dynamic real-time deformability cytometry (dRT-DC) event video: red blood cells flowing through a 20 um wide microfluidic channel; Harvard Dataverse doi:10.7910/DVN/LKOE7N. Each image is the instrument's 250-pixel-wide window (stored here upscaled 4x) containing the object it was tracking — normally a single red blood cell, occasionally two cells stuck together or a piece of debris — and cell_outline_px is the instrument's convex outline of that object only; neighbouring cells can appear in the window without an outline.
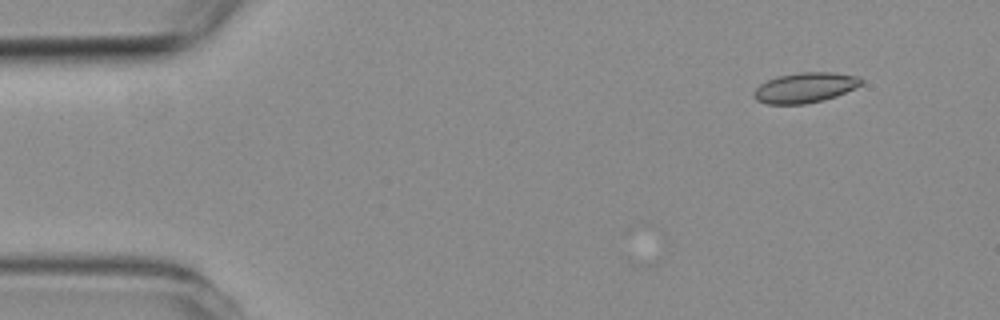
{"species": "common noctule bat (a hibernating species)", "species_latin": "Nyctalus noctula", "temperature_condition": "room temperature", "stored_images_in_passage": 3, "camera_frame_rate_fps": 3000, "um_per_image_px": 0.085, "animal": {"sex": "female", "body_mass_g": 19.3, "forearm_length_mm": 54.1}, "frame": {"image": 1, "passage_image": 1, "time_ms": 0.0, "image_size_px": [1000, 320], "cell_outline_px": [[864, 80], [860, 84], [836, 96], [824, 100], [804, 104], [768, 104], [756, 100], [752, 96], [752, 92], [760, 84], [776, 76], [800, 72], [832, 72], [860, 76]], "centroid_in_image_um": [68.39, 7.44], "position_along_channel_um": 16.6, "area_um2": 18.9}}
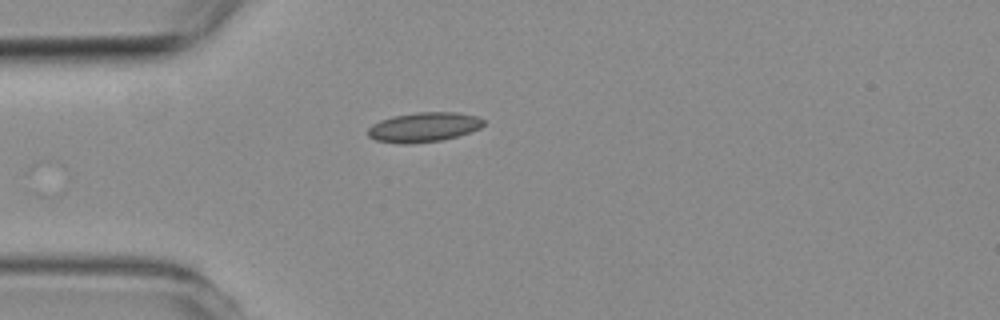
{"frame": {"image": 2, "passage_image": 3, "time_ms": 3.0, "image_size_px": [1000, 320], "cell_outline_px": [[484, 124], [480, 128], [444, 140], [404, 144], [376, 140], [368, 136], [368, 128], [372, 124], [380, 120], [392, 116], [416, 112], [456, 112], [476, 116], [484, 120]], "centroid_in_image_um": [36.0, 10.8], "position_along_channel_um": 49.0, "area_um2": 19.88}}